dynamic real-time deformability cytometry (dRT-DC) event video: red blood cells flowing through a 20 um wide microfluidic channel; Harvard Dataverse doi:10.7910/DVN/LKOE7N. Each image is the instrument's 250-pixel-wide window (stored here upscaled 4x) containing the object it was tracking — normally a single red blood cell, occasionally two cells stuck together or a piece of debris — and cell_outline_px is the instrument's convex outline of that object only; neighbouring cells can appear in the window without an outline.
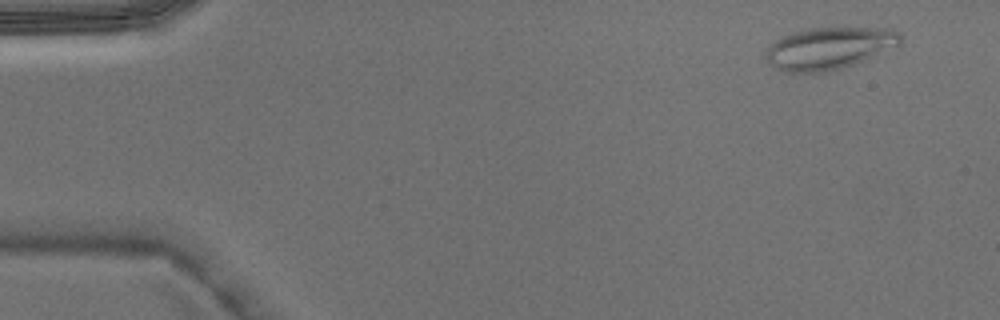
{"species": "Egyptian fruit bat (a non-hibernating species)", "species_latin": "Rousettus aegyptiacus", "temperature_condition": "warm", "stored_images_in_passage": 3, "camera_frame_rate_fps": 3000, "um_per_image_px": 0.085, "animal": {"sex": "male"}, "frame": {"image": 1, "passage_image": 1, "time_ms": 0.0, "image_size_px": [1000, 320], "cell_outline_px": [[900, 44], [864, 60], [840, 68], [820, 72], [788, 72], [776, 68], [768, 64], [764, 56], [768, 48], [780, 36], [804, 28], [888, 28], [900, 32]], "centroid_in_image_um": [70.42, 4.08], "position_along_channel_um": 14.6, "area_um2": 32.71}}